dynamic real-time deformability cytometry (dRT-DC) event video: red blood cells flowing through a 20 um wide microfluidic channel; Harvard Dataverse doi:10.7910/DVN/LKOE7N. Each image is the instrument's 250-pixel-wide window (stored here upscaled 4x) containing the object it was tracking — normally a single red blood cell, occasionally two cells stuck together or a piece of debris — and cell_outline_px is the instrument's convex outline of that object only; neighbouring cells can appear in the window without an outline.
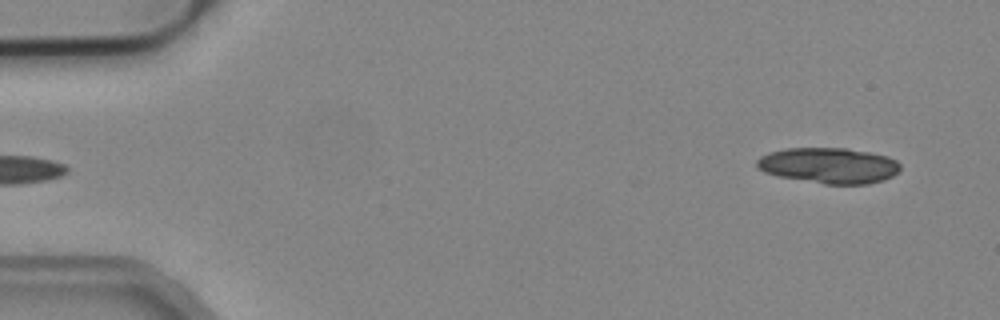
{"species": "common noctule bat (a hibernating species)", "species_latin": "Nyctalus noctula", "temperature_condition": "cold", "stored_images_in_passage": 5, "segment_of_instrument_passage": [2, 2], "camera_frame_rate_fps": 3000, "um_per_image_px": 0.085, "animal": {"sex": "male", "body_mass_g": 19.2, "forearm_length_mm": 51.8}, "frame": {"image": 1, "passage_image": 5, "time_ms": 1.333, "image_size_px": [1000, 320], "cell_outline_px": [[900, 168], [892, 176], [884, 180], [868, 184], [824, 184], [776, 176], [764, 172], [756, 168], [756, 160], [760, 156], [768, 152], [784, 148], [848, 148], [888, 156], [896, 160], [900, 164]], "centroid_in_image_um": [70.41, 14.06], "position_along_channel_um": 14.6, "area_um2": 30.11}}